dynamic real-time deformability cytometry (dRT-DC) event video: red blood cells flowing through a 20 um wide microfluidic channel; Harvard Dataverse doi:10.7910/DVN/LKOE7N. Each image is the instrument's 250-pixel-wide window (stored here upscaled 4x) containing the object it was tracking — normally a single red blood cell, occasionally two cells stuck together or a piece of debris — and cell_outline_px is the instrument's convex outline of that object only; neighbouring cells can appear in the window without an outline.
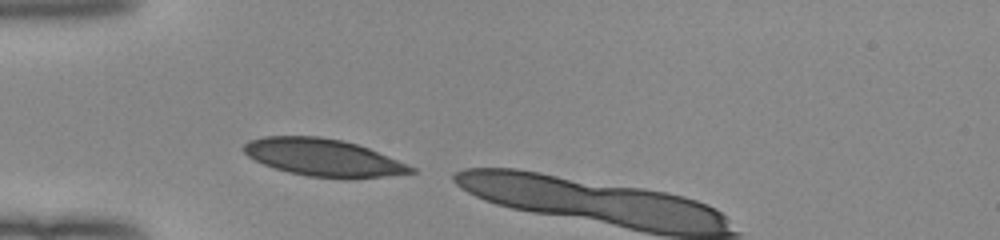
{"species": "human", "species_latin": "Homo sapiens", "temperature_condition": "room temperature", "stored_images_in_passage": 15, "camera_frame_rate_fps": 3000, "um_per_image_px": 0.085, "donor": {"sex": "female"}, "frame": {"image": 1, "passage_image": 1, "time_ms": 0.0, "image_size_px": [1000, 240], "cell_outline_px": [[416, 172], [384, 176], [348, 180], [308, 176], [288, 172], [264, 164], [248, 156], [244, 152], [244, 144], [248, 140], [264, 136], [320, 136], [340, 140], [356, 144], [368, 148], [408, 164], [416, 168]], "centroid_in_image_um": [27.49, 13.4], "position_along_channel_um": 57.5, "area_um2": 36.41}}
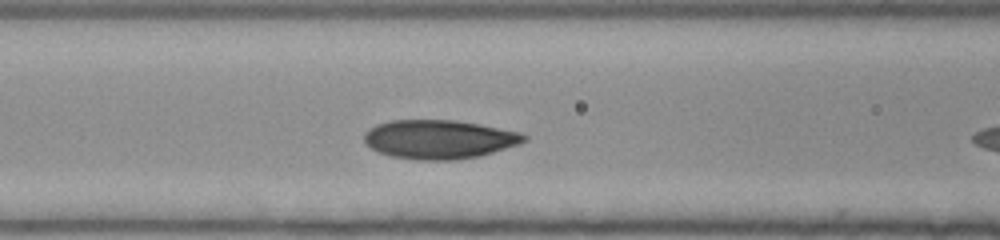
{"frame": {"image": 2, "passage_image": 7, "time_ms": 2.0, "image_size_px": [1000, 240], "cell_outline_px": [[528, 140], [520, 144], [480, 156], [456, 160], [420, 160], [392, 156], [380, 152], [364, 144], [364, 132], [368, 128], [376, 124], [392, 120], [456, 120], [480, 124], [520, 132], [528, 136]], "centroid_in_image_um": [37.34, 11.84], "position_along_channel_um": 129.3, "area_um2": 36.47}}
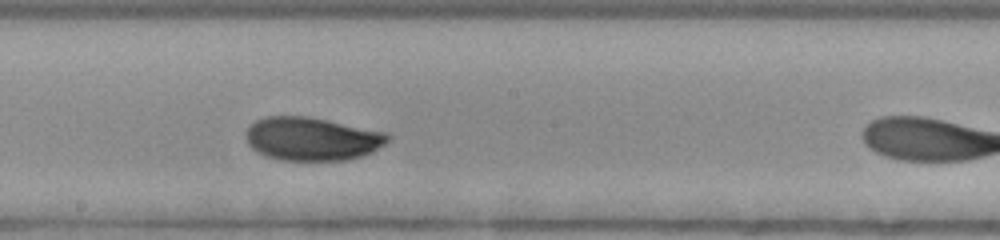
{"frame": {"image": 3, "passage_image": 14, "time_ms": 4.333, "image_size_px": [1000, 240], "cell_outline_px": [[392, 140], [372, 152], [360, 156], [344, 160], [280, 160], [264, 156], [252, 148], [248, 144], [244, 132], [256, 120], [264, 116], [308, 116], [388, 132], [392, 136]], "centroid_in_image_um": [26.54, 11.79], "position_along_channel_um": 221.7, "area_um2": 36.18}}